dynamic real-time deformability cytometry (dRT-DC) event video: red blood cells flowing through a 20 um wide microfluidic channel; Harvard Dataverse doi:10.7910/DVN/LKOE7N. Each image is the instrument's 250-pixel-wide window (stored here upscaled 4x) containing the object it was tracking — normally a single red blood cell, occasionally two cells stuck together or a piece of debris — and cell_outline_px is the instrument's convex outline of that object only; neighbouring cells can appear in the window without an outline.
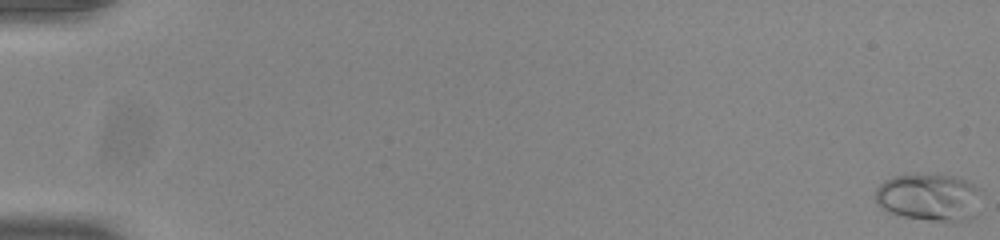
{"species": "common noctule bat (a hibernating species)", "species_latin": "Nyctalus noctula", "temperature_condition": "room temperature", "stored_images_in_passage": 55, "camera_frame_rate_fps": 3000, "um_per_image_px": 0.085, "animal": {"sex": "male", "body_mass_g": 20.0, "forearm_length_mm": 53.3}, "frame": {"image": 1, "passage_image": 1, "time_ms": 0.0, "image_size_px": [1000, 240], "cell_outline_px": [[984, 188], [980, 212], [976, 216], [968, 220], [948, 224], [904, 216], [888, 212], [880, 208], [876, 204], [876, 188], [884, 180], [892, 176], [956, 176], [968, 180]], "centroid_in_image_um": [79.12, 16.82], "position_along_channel_um": 5.9, "area_um2": 30.4}}
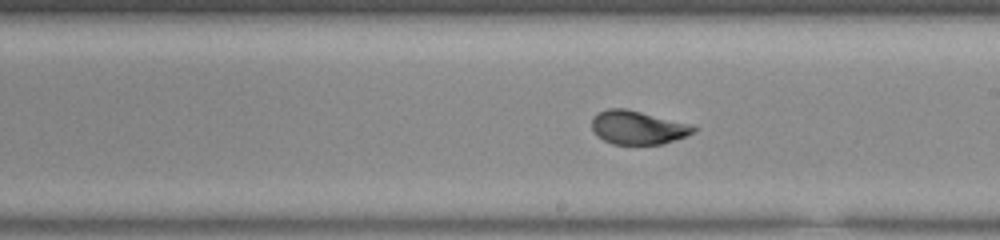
{"frame": {"image": 2, "passage_image": 33, "time_ms": 10.667, "image_size_px": [1000, 240], "cell_outline_px": [[696, 128], [692, 132], [684, 136], [664, 144], [612, 144], [596, 136], [592, 128], [592, 116], [596, 112], [608, 108], [624, 108], [696, 124]], "centroid_in_image_um": [54.2, 10.82], "position_along_channel_um": 234.8, "area_um2": 20.17}}
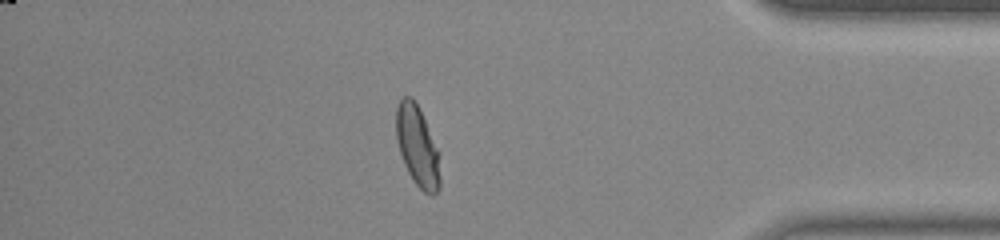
{"frame": {"image": 3, "passage_image": 48, "time_ms": 15.667, "image_size_px": [1000, 240], "cell_outline_px": [[440, 188], [432, 196], [424, 192], [412, 180], [404, 164], [396, 140], [396, 108], [400, 100], [404, 96], [412, 96], [420, 108], [440, 152]], "centroid_in_image_um": [35.5, 12.42], "position_along_channel_um": 399.7, "area_um2": 21.1}, "authors_computed_cell_mechanics": {"area_um2": 20.3456, "velocity_mm_per_s": 3.8753, "shape_relaxation_time_tau1_ms": 5.2129, "shape_relaxation_time_tau2_ms": null, "deformation_change_tau1": 0.157, "deformation_change_tau2": null}}